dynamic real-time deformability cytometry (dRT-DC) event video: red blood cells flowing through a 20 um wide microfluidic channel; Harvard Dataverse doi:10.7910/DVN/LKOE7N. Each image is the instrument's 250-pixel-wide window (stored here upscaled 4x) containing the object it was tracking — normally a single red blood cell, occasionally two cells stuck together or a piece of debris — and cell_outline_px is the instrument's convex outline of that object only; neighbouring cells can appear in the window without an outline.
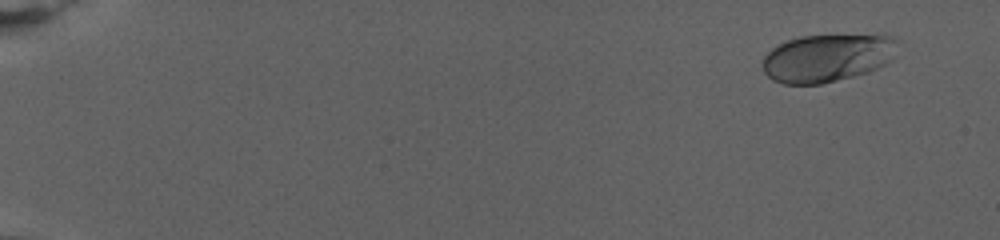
{"species": "human", "species_latin": "Homo sapiens", "temperature_condition": "warm", "stored_images_in_passage": 78, "camera_frame_rate_fps": 3000, "um_per_image_px": 0.085, "donor": {"sex": "female"}, "frame": {"image": 1, "passage_image": 6, "time_ms": 1.667, "image_size_px": [1000, 240], "cell_outline_px": [[896, 40], [888, 60], [884, 64], [868, 72], [820, 84], [784, 84], [772, 80], [764, 72], [760, 64], [764, 56], [772, 48], [788, 40], [800, 36], [892, 36]], "centroid_in_image_um": [70.18, 4.95], "position_along_channel_um": 14.8, "area_um2": 36.76}}
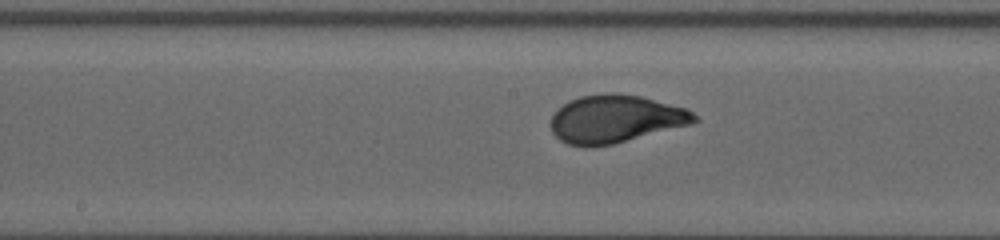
{"frame": {"image": 2, "passage_image": 44, "time_ms": 14.333, "image_size_px": [1000, 240], "cell_outline_px": [[700, 120], [688, 124], [612, 144], [588, 148], [584, 148], [568, 144], [560, 140], [552, 132], [552, 116], [556, 108], [568, 100], [580, 96], [604, 92], [616, 92], [640, 96], [688, 108]], "centroid_in_image_um": [52.26, 10.09], "position_along_channel_um": 195.9, "area_um2": 40.11}}
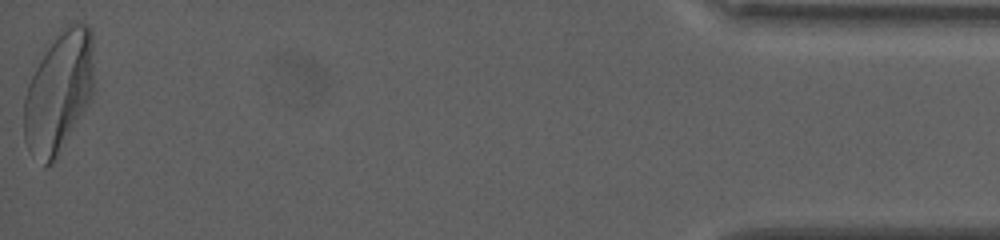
{"frame": {"image": 3, "passage_image": 78, "time_ms": 25.667, "image_size_px": [1000, 240], "cell_outline_px": [[92, 100], [52, 164], [44, 168], [24, 140], [24, 96], [28, 84], [44, 44], [60, 28], [72, 20], [76, 20], [88, 24], [92, 32]], "centroid_in_image_um": [4.98, 7.72], "position_along_channel_um": 430.2, "area_um2": 50.46}, "authors_computed_cell_mechanics": {"area_um2": 39.0439, "velocity_mm_per_s": 2.7778, "shape_relaxation_time_tau1_ms": 4.5444, "shape_relaxation_time_tau2_ms": null, "deformation_change_tau1": 0.1932, "deformation_change_tau2": null}}